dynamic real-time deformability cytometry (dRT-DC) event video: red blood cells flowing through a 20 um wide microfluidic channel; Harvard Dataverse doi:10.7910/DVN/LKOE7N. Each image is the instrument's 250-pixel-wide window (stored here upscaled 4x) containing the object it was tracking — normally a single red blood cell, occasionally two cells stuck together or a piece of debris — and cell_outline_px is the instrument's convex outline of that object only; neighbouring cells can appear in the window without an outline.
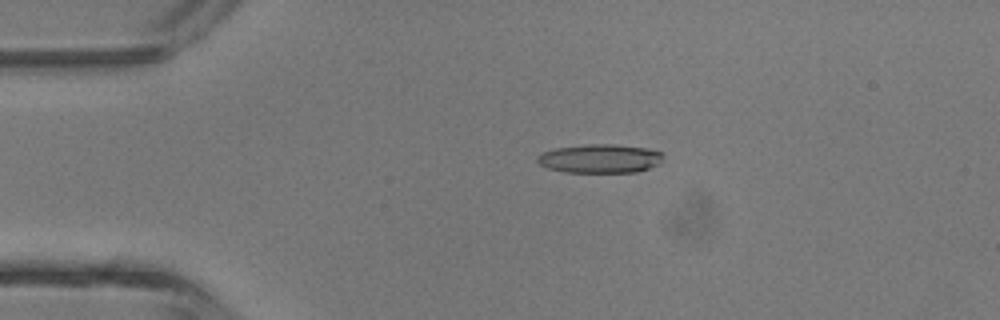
{"species": "common noctule bat (a hibernating species)", "species_latin": "Nyctalus noctula", "temperature_condition": "room temperature", "stored_images_in_passage": 5, "camera_frame_rate_fps": 3000, "um_per_image_px": 0.085, "animal": {"sex": "male", "body_mass_g": 13.3}, "frame": {"image": 1, "passage_image": 3, "time_ms": 2.333, "image_size_px": [1000, 320], "cell_outline_px": [[664, 156], [660, 164], [636, 172], [564, 172], [548, 168], [540, 164], [536, 160], [536, 156], [544, 152], [556, 148], [588, 144], [616, 144], [648, 148], [664, 152]], "centroid_in_image_um": [51.04, 13.47], "position_along_channel_um": 34.0, "area_um2": 21.27}}